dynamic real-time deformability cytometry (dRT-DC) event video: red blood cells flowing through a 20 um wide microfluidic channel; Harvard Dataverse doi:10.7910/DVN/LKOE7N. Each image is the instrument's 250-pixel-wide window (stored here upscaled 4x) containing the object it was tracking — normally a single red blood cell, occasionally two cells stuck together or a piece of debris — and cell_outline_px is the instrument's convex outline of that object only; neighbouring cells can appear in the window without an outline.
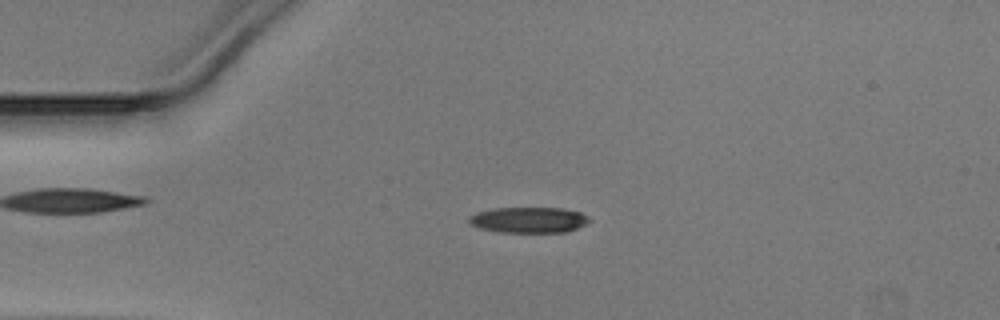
{"species": "Egyptian fruit bat (a non-hibernating species)", "species_latin": "Rousettus aegyptiacus", "temperature_condition": "warm", "stored_images_in_passage": 49, "camera_frame_rate_fps": 3000, "um_per_image_px": 0.085, "animal": {"sex": "male"}, "frame": {"image": 1, "passage_image": 11, "time_ms": 3.333, "image_size_px": [1000, 320], "cell_outline_px": [[592, 220], [588, 224], [568, 232], [500, 232], [480, 228], [468, 224], [468, 216], [476, 212], [492, 208], [564, 208], [580, 212], [588, 216]], "centroid_in_image_um": [44.96, 18.69], "position_along_channel_um": 40.0, "area_um2": 18.38}}
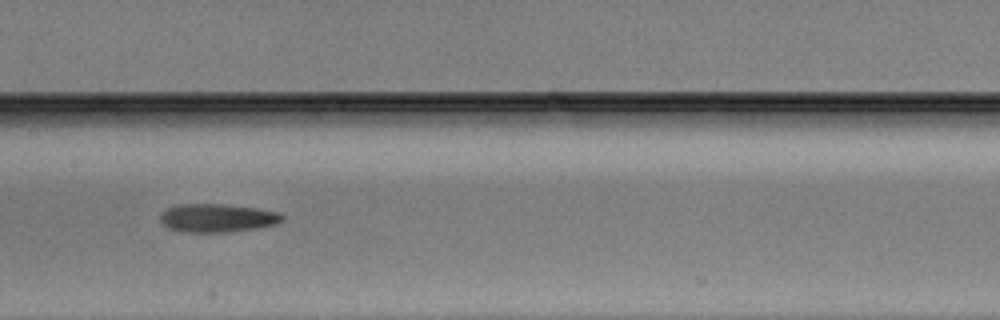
{"frame": {"image": 2, "passage_image": 24, "time_ms": 7.667, "image_size_px": [1000, 320], "cell_outline_px": [[284, 220], [276, 224], [256, 228], [228, 232], [180, 232], [168, 228], [160, 220], [160, 216], [168, 208], [180, 204], [224, 204], [256, 208], [280, 212], [284, 216]], "centroid_in_image_um": [18.5, 18.53], "position_along_channel_um": 188.9, "area_um2": 20.17}}
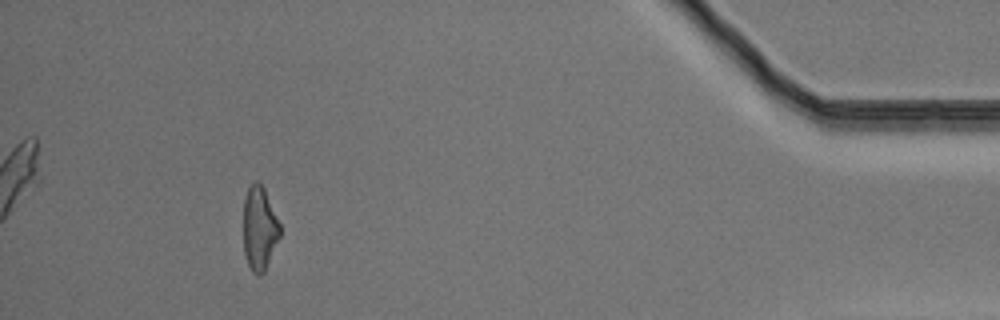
{"frame": {"image": 3, "passage_image": 45, "time_ms": 14.667, "image_size_px": [1000, 320], "cell_outline_px": [[280, 236], [264, 272], [260, 276], [252, 272], [248, 264], [244, 252], [244, 196], [248, 188], [256, 180], [264, 188], [280, 224]], "centroid_in_image_um": [22.05, 19.42], "position_along_channel_um": 413.2, "area_um2": 17.69}}